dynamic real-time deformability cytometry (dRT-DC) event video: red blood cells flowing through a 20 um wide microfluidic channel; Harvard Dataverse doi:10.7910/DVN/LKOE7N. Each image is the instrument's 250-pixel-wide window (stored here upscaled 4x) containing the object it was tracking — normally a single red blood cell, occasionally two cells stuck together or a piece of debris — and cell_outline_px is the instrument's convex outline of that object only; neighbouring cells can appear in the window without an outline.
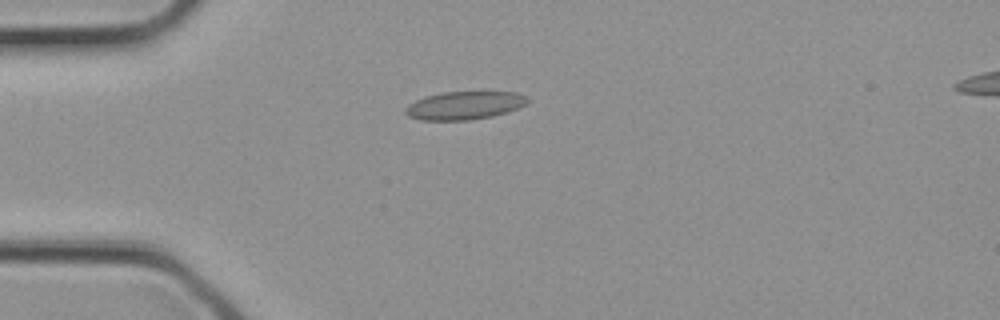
{"species": "common noctule bat (a hibernating species)", "species_latin": "Nyctalus noctula", "temperature_condition": "cold", "stored_images_in_passage": 4, "segment_of_instrument_passage": [1, 2], "camera_frame_rate_fps": 3000, "um_per_image_px": 0.085, "animal": {"sex": "female", "body_mass_g": 21.9}, "frame": {"image": 1, "passage_image": 3, "time_ms": 0.667, "image_size_px": [1000, 320], "cell_outline_px": [[528, 100], [524, 104], [508, 112], [492, 116], [468, 120], [420, 120], [408, 116], [404, 112], [404, 108], [408, 104], [416, 100], [440, 92], [516, 92], [528, 96]], "centroid_in_image_um": [39.45, 8.96], "position_along_channel_um": 45.6, "area_um2": 19.94}}